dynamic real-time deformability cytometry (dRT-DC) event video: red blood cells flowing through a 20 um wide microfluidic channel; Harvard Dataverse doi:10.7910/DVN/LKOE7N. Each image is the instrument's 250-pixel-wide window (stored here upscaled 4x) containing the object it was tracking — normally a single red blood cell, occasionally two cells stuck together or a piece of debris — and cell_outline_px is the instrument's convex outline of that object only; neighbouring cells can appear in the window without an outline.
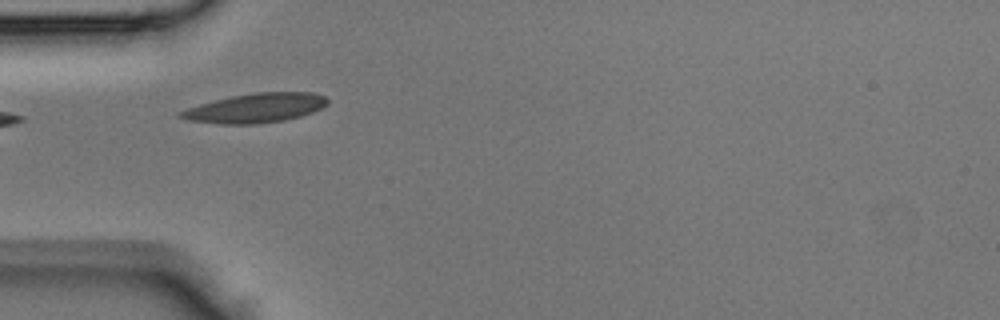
{"species": "Egyptian fruit bat (a non-hibernating species)", "species_latin": "Rousettus aegyptiacus", "temperature_condition": "room temperature", "stored_images_in_passage": 6, "camera_frame_rate_fps": 3000, "um_per_image_px": 0.085, "animal": {"sex": "male"}, "frame": {"image": 1, "passage_image": 1, "time_ms": 0.0, "image_size_px": [1000, 320], "cell_outline_px": [[328, 104], [312, 112], [300, 116], [284, 120], [256, 124], [220, 124], [188, 120], [176, 116], [176, 112], [200, 104], [232, 96], [256, 92], [312, 92], [324, 96], [328, 100]], "centroid_in_image_um": [21.7, 9.18], "position_along_channel_um": 63.3, "area_um2": 25.03}}